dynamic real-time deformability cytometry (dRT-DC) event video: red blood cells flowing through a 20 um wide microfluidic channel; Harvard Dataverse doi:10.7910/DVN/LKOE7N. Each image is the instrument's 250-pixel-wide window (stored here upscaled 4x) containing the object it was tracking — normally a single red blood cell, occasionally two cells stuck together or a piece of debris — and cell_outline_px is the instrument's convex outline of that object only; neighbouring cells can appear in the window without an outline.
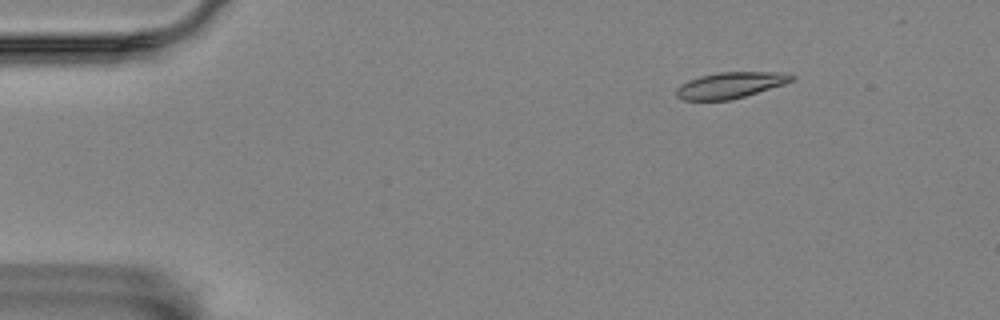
{"species": "Egyptian fruit bat (a non-hibernating species)", "species_latin": "Rousettus aegyptiacus", "temperature_condition": "room temperature", "stored_images_in_passage": 43, "camera_frame_rate_fps": 3000, "um_per_image_px": 0.085, "animal": {"sex": "female"}, "frame": {"image": 1, "passage_image": 1, "time_ms": 0.0, "image_size_px": [1000, 320], "cell_outline_px": [[796, 80], [784, 84], [744, 96], [728, 100], [684, 100], [676, 96], [676, 88], [680, 84], [688, 80], [700, 76], [720, 72], [784, 72], [796, 76]], "centroid_in_image_um": [62.09, 7.23], "position_along_channel_um": 22.9, "area_um2": 17.51}}
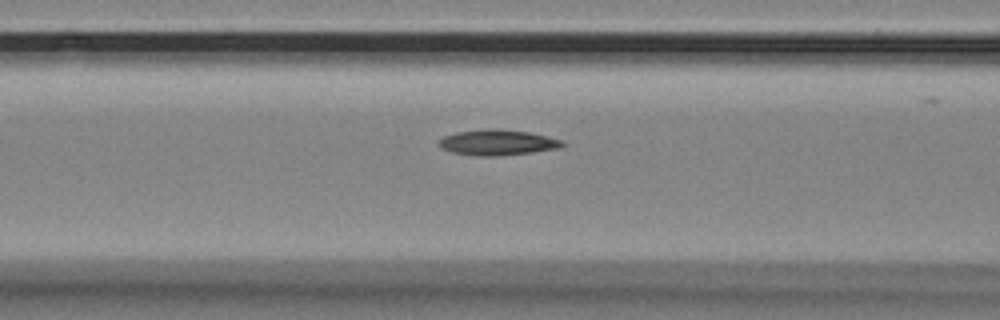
{"frame": {"image": 2, "passage_image": 16, "time_ms": 5.0, "image_size_px": [1000, 320], "cell_outline_px": [[564, 144], [560, 148], [532, 152], [496, 156], [476, 156], [452, 152], [436, 144], [436, 140], [444, 136], [456, 132], [484, 128], [492, 128], [528, 132], [564, 140]], "centroid_in_image_um": [42.25, 12.1], "position_along_channel_um": 124.3, "area_um2": 18.5}}
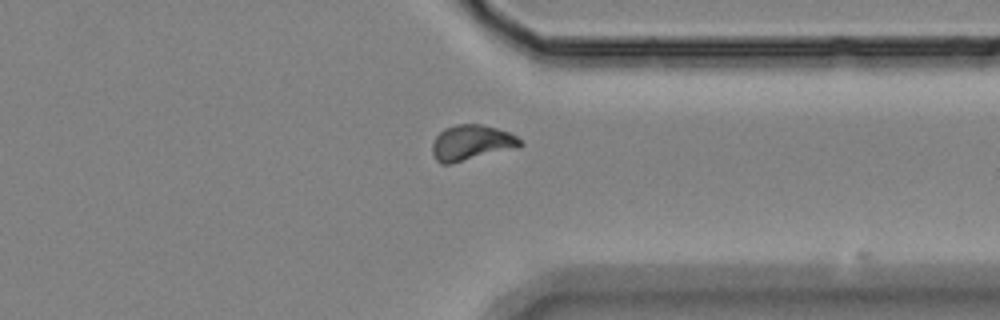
{"frame": {"image": 3, "passage_image": 37, "time_ms": 12.0, "image_size_px": [1000, 320], "cell_outline_px": [[524, 144], [520, 148], [452, 164], [440, 164], [436, 160], [432, 152], [432, 144], [436, 136], [444, 128], [456, 124], [480, 124], [496, 128], [508, 132], [516, 136]], "centroid_in_image_um": [40.09, 12.15], "position_along_channel_um": 371.3, "area_um2": 18.5}}